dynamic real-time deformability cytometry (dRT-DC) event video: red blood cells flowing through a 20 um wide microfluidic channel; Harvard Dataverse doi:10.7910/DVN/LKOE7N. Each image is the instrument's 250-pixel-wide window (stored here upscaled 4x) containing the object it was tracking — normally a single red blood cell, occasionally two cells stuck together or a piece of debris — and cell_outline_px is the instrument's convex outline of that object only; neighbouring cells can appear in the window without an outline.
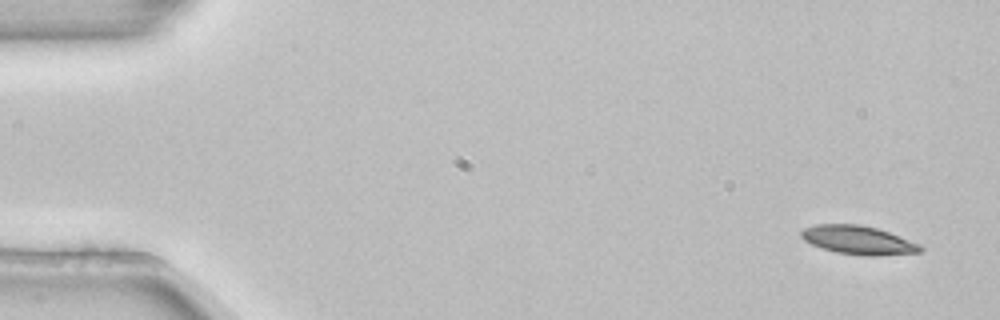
{"species": "common noctule bat (a hibernating species)", "species_latin": "Nyctalus noctula", "temperature_condition": "room temperature", "stored_images_in_passage": 5, "camera_frame_rate_fps": 3000, "um_per_image_px": 0.085, "animal": {"sex": "female", "body_mass_g": 22.7, "forearm_length_mm": 54.2}, "frame": {"image": 1, "passage_image": 1, "time_ms": 0.0, "image_size_px": [1000, 320], "cell_outline_px": [[924, 248], [920, 252], [880, 256], [864, 256], [836, 252], [812, 244], [804, 240], [800, 236], [800, 232], [804, 228], [816, 224], [860, 224], [876, 228], [888, 232], [920, 244]], "centroid_in_image_um": [72.96, 20.41], "position_along_channel_um": 12.0, "area_um2": 19.83}}
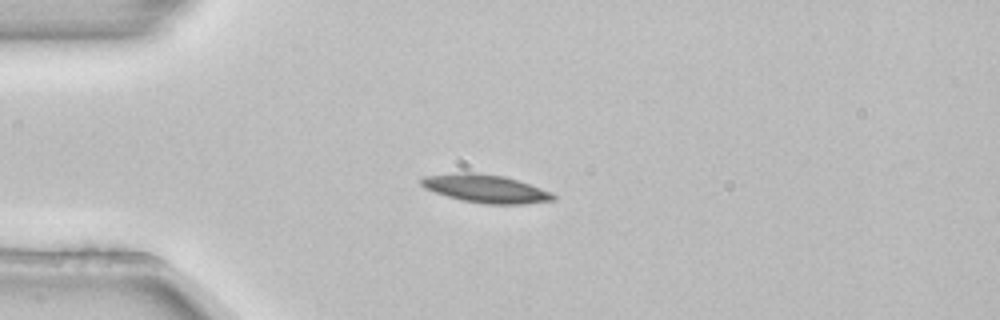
{"frame": {"image": 2, "passage_image": 4, "time_ms": 1.0, "image_size_px": [1000, 320], "cell_outline_px": [[556, 200], [524, 204], [484, 204], [464, 200], [448, 196], [424, 188], [420, 184], [420, 180], [424, 176], [460, 172], [476, 172], [504, 176], [552, 192], [556, 196]], "centroid_in_image_um": [41.29, 16.03], "position_along_channel_um": 43.7, "area_um2": 21.5}}